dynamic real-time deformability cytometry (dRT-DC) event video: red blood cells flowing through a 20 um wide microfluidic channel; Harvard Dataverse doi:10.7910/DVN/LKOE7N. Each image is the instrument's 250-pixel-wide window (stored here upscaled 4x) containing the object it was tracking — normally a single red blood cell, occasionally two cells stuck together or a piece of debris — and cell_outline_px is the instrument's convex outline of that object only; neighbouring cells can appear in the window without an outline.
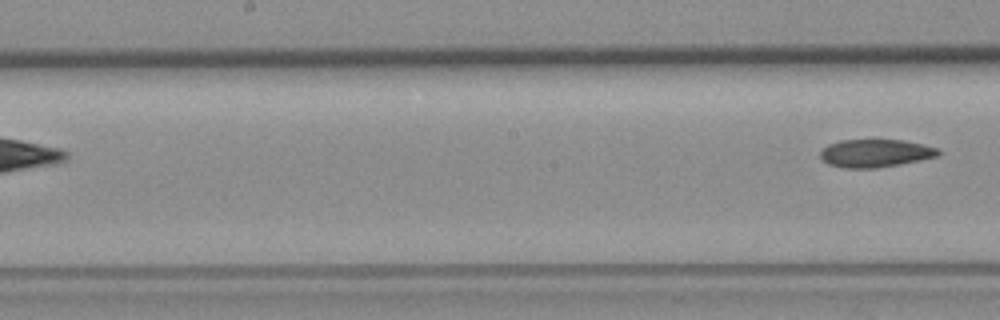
{"species": "common noctule bat (a hibernating species)", "species_latin": "Nyctalus noctula", "temperature_condition": "room temperature", "stored_images_in_passage": 7, "segment_of_instrument_passage": [2, 2], "camera_frame_rate_fps": 3000, "um_per_image_px": 0.085, "animal": {"sex": "female", "body_mass_g": 19.3, "forearm_length_mm": 54.1}, "frame": {"image": 1, "passage_image": 7, "time_ms": 7.667, "image_size_px": [1000, 320], "cell_outline_px": [[940, 152], [936, 156], [920, 160], [900, 164], [876, 168], [844, 168], [828, 164], [820, 156], [820, 152], [828, 144], [840, 140], [904, 140], [936, 148]], "centroid_in_image_um": [74.36, 13.02], "position_along_channel_um": 173.8, "area_um2": 18.96}}